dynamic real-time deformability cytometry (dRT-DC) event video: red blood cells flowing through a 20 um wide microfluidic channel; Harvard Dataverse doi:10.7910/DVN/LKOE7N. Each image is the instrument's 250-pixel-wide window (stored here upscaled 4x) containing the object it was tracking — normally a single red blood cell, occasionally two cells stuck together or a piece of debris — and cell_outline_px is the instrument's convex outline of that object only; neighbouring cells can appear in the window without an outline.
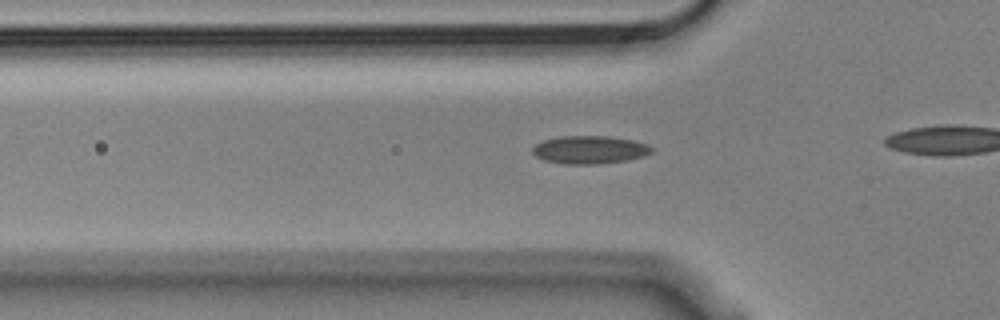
{"species": "Egyptian fruit bat (a non-hibernating species)", "species_latin": "Rousettus aegyptiacus", "temperature_condition": "cold", "stored_images_in_passage": 39, "camera_frame_rate_fps": 3000, "um_per_image_px": 0.085, "animal": {"sex": "male"}, "frame": {"image": 1, "passage_image": 14, "time_ms": 4.333, "image_size_px": [1000, 320], "cell_outline_px": [[656, 148], [652, 152], [644, 156], [628, 160], [596, 164], [564, 164], [544, 160], [536, 156], [532, 152], [532, 148], [536, 144], [544, 140], [560, 136], [608, 136], [632, 140], [648, 144]], "centroid_in_image_um": [50.15, 12.73], "position_along_channel_um": 75.6, "area_um2": 19.54}}
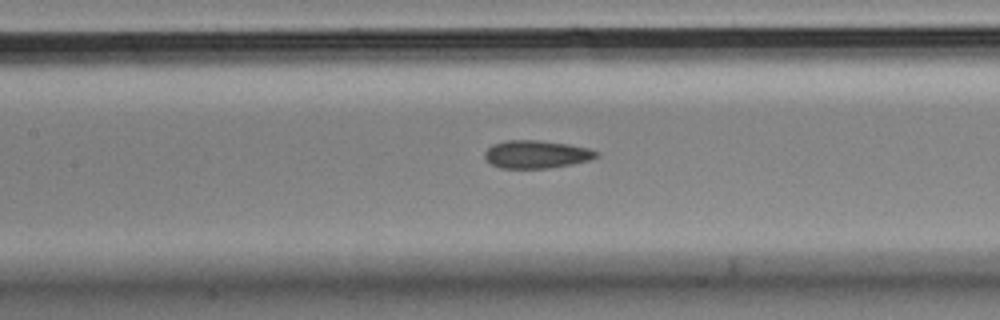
{"frame": {"image": 2, "passage_image": 21, "time_ms": 6.667, "image_size_px": [1000, 320], "cell_outline_px": [[600, 156], [588, 160], [572, 164], [548, 168], [500, 168], [492, 164], [484, 156], [484, 152], [492, 144], [504, 140], [536, 140], [568, 144], [588, 148], [600, 152]], "centroid_in_image_um": [45.6, 13.11], "position_along_channel_um": 161.8, "area_um2": 18.15}}
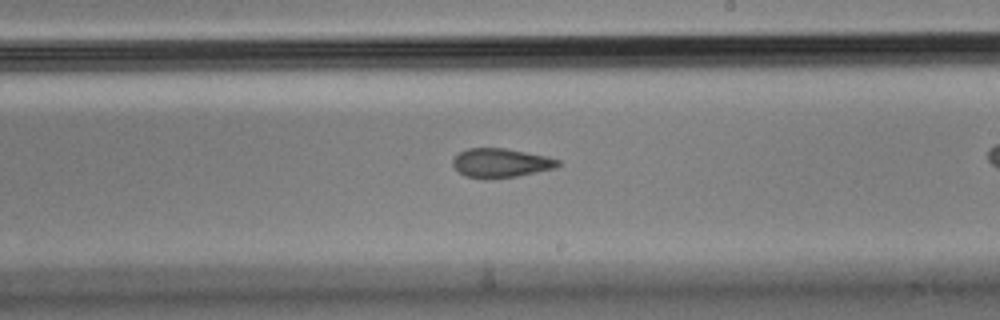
{"frame": {"image": 3, "passage_image": 28, "time_ms": 9.0, "image_size_px": [1000, 320], "cell_outline_px": [[560, 164], [556, 168], [516, 176], [492, 180], [464, 176], [452, 164], [452, 160], [460, 152], [468, 148], [504, 148], [548, 156], [560, 160]], "centroid_in_image_um": [42.58, 13.86], "position_along_channel_um": 246.4, "area_um2": 17.92}}